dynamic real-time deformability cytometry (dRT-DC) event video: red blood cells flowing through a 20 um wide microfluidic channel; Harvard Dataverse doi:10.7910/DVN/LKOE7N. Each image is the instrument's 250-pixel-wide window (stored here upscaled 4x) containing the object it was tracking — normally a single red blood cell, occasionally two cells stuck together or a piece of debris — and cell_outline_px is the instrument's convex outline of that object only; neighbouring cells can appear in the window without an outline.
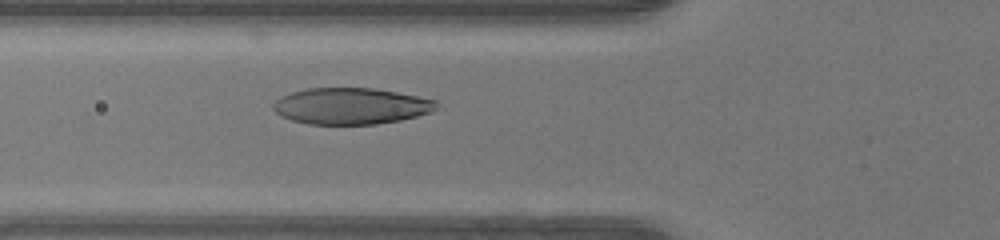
{"species": "human", "species_latin": "Homo sapiens", "temperature_condition": "warm", "stored_images_in_passage": 48, "camera_frame_rate_fps": 3000, "um_per_image_px": 0.085, "donor": {"sex": "female"}, "frame": {"image": 1, "passage_image": 16, "time_ms": 5.0, "image_size_px": [1000, 240], "cell_outline_px": [[436, 108], [432, 112], [400, 120], [376, 124], [308, 124], [292, 120], [280, 116], [272, 108], [272, 104], [280, 96], [292, 92], [308, 88], [372, 88], [396, 92], [436, 100]], "centroid_in_image_um": [29.79, 9.01], "position_along_channel_um": 96.0, "area_um2": 34.51}}
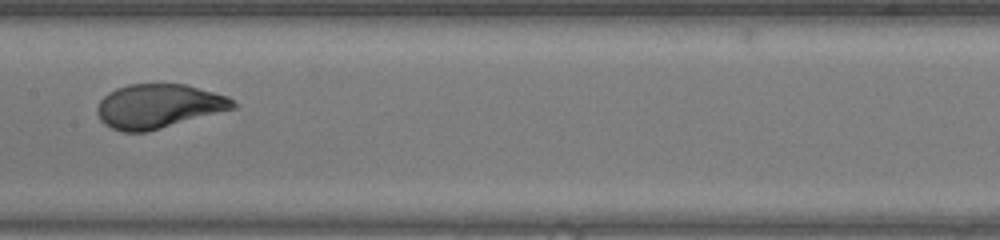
{"frame": {"image": 2, "passage_image": 23, "time_ms": 7.333, "image_size_px": [1000, 240], "cell_outline_px": [[236, 108], [148, 132], [124, 132], [112, 128], [104, 124], [100, 120], [96, 112], [96, 108], [100, 100], [108, 92], [116, 88], [128, 84], [184, 84], [228, 96], [236, 104]], "centroid_in_image_um": [13.45, 9.03], "position_along_channel_um": 194.0, "area_um2": 35.03}}
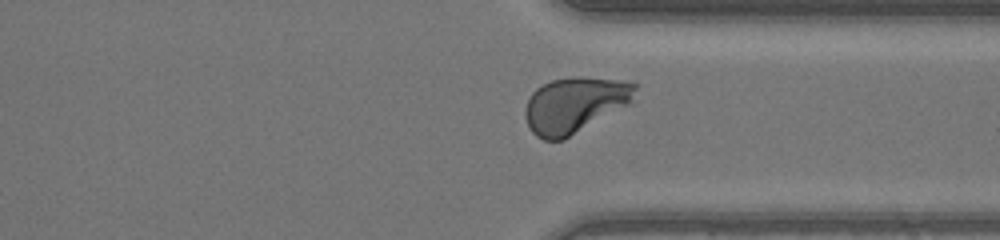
{"frame": {"image": 3, "passage_image": 35, "time_ms": 11.333, "image_size_px": [1000, 240], "cell_outline_px": [[636, 88], [632, 100], [628, 104], [564, 140], [544, 140], [536, 136], [532, 132], [524, 116], [524, 108], [532, 92], [536, 88], [552, 80], [568, 76], [584, 76], [624, 80], [636, 84]], "centroid_in_image_um": [48.82, 8.89], "position_along_channel_um": 362.6, "area_um2": 35.78}, "authors_computed_cell_mechanics": {"area_um2": 35.836, "velocity_mm_per_s": 4.2098, "shape_relaxation_time_tau1_ms": 2.8704, "shape_relaxation_time_tau2_ms": null, "deformation_change_tau1": 0.1918, "deformation_change_tau2": null}}